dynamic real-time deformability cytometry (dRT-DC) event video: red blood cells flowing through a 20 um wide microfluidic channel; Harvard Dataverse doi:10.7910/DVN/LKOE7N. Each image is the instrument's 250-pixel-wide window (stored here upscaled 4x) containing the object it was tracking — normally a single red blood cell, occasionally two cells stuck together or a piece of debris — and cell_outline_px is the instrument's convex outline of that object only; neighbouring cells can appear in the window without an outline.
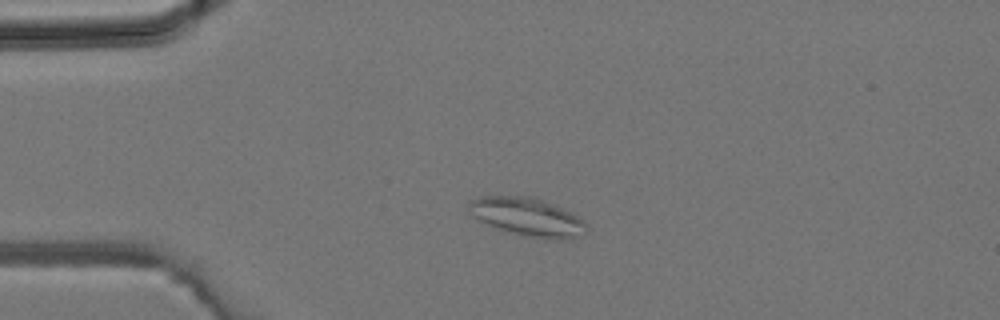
{"species": "common noctule bat (a hibernating species)", "species_latin": "Nyctalus noctula", "temperature_condition": "room temperature", "stored_images_in_passage": 2, "camera_frame_rate_fps": 3000, "um_per_image_px": 0.085, "animal": {"sex": "male", "body_mass_g": 19.2, "forearm_length_mm": 51.8}, "frame": {"image": 1, "passage_image": 2, "time_ms": 0.333, "image_size_px": [1000, 320], "cell_outline_px": [[588, 228], [584, 236], [572, 240], [544, 240], [496, 228], [472, 216], [468, 208], [468, 200], [480, 196], [532, 196], [544, 200], [572, 212], [584, 220], [588, 224]], "centroid_in_image_um": [44.91, 18.46], "position_along_channel_um": 40.1, "area_um2": 26.88}}